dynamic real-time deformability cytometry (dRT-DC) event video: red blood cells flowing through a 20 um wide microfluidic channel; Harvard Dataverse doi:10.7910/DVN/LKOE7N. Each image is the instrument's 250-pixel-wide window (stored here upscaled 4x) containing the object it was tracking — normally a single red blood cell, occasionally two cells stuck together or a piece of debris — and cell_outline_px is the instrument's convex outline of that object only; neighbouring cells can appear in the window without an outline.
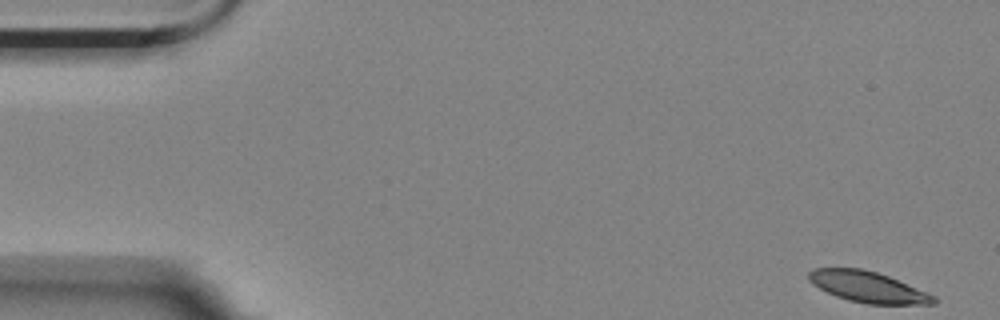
{"species": "Egyptian fruit bat (a non-hibernating species)", "species_latin": "Rousettus aegyptiacus", "temperature_condition": "room temperature", "stored_images_in_passage": 55, "camera_frame_rate_fps": 3000, "um_per_image_px": 0.085, "animal": {"sex": "female"}, "frame": {"image": 1, "passage_image": 1, "time_ms": 0.0, "image_size_px": [1000, 320], "cell_outline_px": [[936, 304], [868, 304], [848, 300], [836, 296], [812, 284], [808, 280], [808, 272], [812, 268], [860, 268], [876, 272], [888, 276], [928, 292], [936, 296]], "centroid_in_image_um": [73.77, 24.39], "position_along_channel_um": 11.2, "area_um2": 22.48}}
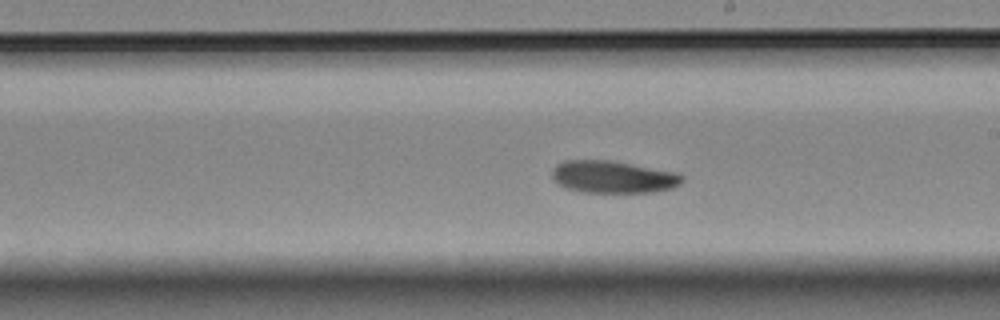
{"frame": {"image": 2, "passage_image": 31, "time_ms": 10.0, "image_size_px": [1000, 320], "cell_outline_px": [[684, 180], [680, 184], [672, 188], [652, 192], [580, 192], [568, 188], [560, 184], [552, 176], [552, 168], [556, 164], [564, 160], [608, 160], [676, 172], [684, 176]], "centroid_in_image_um": [52.12, 15.03], "position_along_channel_um": 236.9, "area_um2": 24.33}}
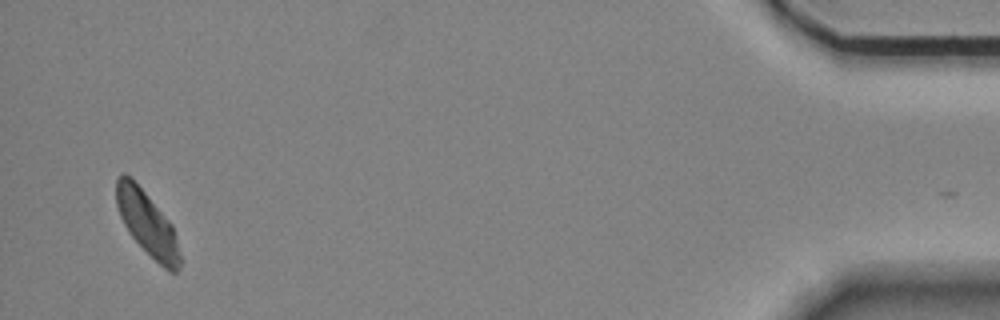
{"frame": {"image": 3, "passage_image": 54, "time_ms": 17.667, "image_size_px": [1000, 320], "cell_outline_px": [[180, 268], [176, 272], [172, 272], [164, 268], [128, 232], [120, 216], [116, 204], [116, 180], [124, 172], [144, 192], [172, 224], [176, 236], [180, 256]], "centroid_in_image_um": [12.52, 19.01], "position_along_channel_um": 422.7, "area_um2": 23.0}, "authors_computed_cell_mechanics": {"area_um2": 24.0448, "velocity_mm_per_s": 3.4695, "shape_relaxation_time_tau1_ms": 6.7942, "shape_relaxation_time_tau2_ms": null, "deformation_change_tau1": 0.1484, "deformation_change_tau2": null}}